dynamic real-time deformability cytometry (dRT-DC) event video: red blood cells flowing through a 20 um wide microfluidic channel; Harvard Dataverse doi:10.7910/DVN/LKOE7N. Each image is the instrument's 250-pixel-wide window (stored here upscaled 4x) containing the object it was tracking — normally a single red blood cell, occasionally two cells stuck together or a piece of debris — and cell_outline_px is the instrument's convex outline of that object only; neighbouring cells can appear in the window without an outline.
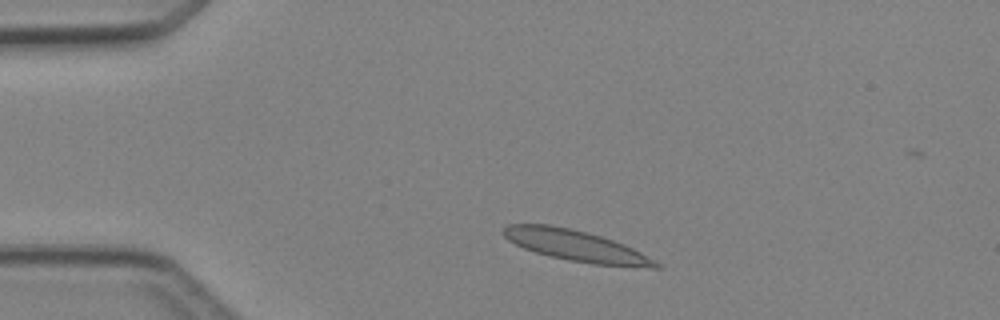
{"species": "Egyptian fruit bat (a non-hibernating species)", "species_latin": "Rousettus aegyptiacus", "temperature_condition": "cold", "stored_images_in_passage": 2, "camera_frame_rate_fps": 3000, "um_per_image_px": 0.085, "animal": {"sex": "female"}, "frame": {"image": 1, "passage_image": 1, "time_ms": 0.0, "image_size_px": [1000, 320], "cell_outline_px": [[664, 268], [652, 268], [592, 264], [568, 260], [536, 252], [524, 248], [508, 240], [504, 236], [504, 228], [508, 224], [548, 224], [572, 228], [600, 236], [624, 244], [640, 252], [660, 264]], "centroid_in_image_um": [48.97, 20.89], "position_along_channel_um": 36.0, "area_um2": 27.28}}